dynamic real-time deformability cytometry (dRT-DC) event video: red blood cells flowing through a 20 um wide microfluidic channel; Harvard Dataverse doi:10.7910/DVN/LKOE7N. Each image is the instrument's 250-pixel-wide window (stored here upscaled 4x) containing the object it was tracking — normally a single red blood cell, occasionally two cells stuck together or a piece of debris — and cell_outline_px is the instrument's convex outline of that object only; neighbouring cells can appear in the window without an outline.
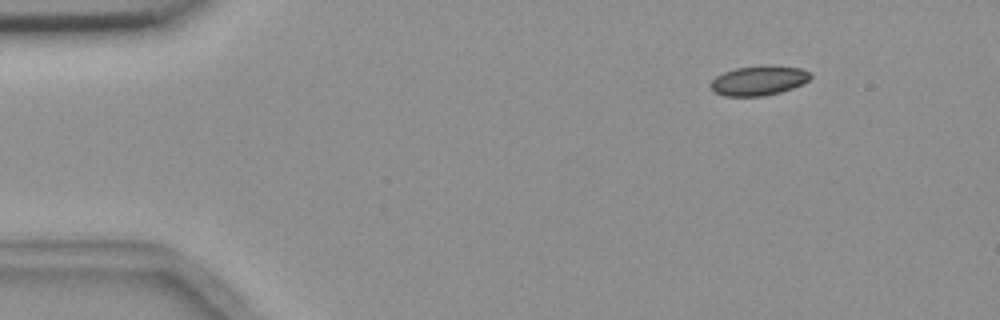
{"species": "common noctule bat (a hibernating species)", "species_latin": "Nyctalus noctula", "temperature_condition": "room temperature", "stored_images_in_passage": 6, "camera_frame_rate_fps": 3000, "um_per_image_px": 0.085, "animal": {"sex": "female", "body_mass_g": 18.4}, "frame": {"image": 1, "passage_image": 1, "time_ms": 0.0, "image_size_px": [1000, 320], "cell_outline_px": [[812, 76], [808, 80], [792, 88], [780, 92], [764, 96], [724, 96], [712, 92], [708, 84], [716, 76], [724, 72], [736, 68], [764, 64], [772, 64], [800, 68], [812, 72]], "centroid_in_image_um": [64.47, 6.83], "position_along_channel_um": 20.5, "area_um2": 17.63}}
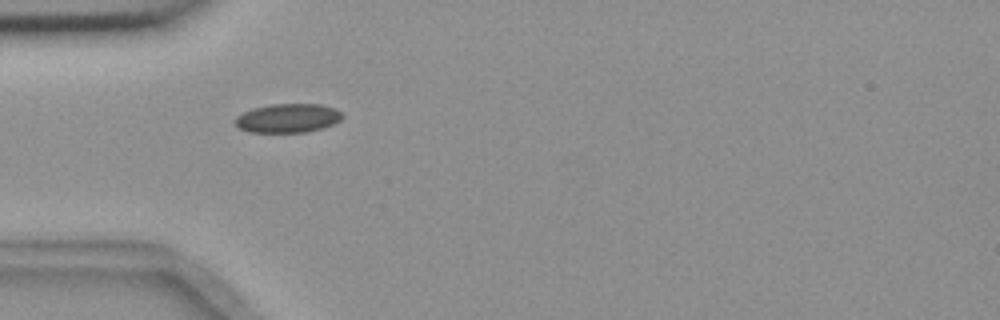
{"frame": {"image": 2, "passage_image": 4, "time_ms": 3.333, "image_size_px": [1000, 320], "cell_outline_px": [[344, 116], [340, 120], [332, 124], [320, 128], [304, 132], [248, 132], [240, 128], [236, 124], [236, 116], [252, 108], [272, 104], [320, 104], [336, 108]], "centroid_in_image_um": [24.47, 10.03], "position_along_channel_um": 60.5, "area_um2": 17.92}}
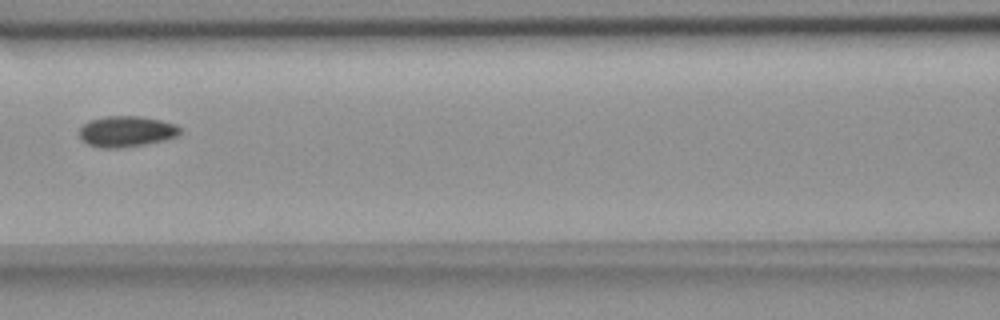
{"frame": {"image": 3, "passage_image": 6, "time_ms": 6.0, "image_size_px": [1000, 320], "cell_outline_px": [[180, 132], [176, 136], [164, 140], [144, 144], [120, 148], [100, 148], [88, 144], [80, 136], [80, 128], [88, 120], [104, 116], [140, 116], [160, 120], [176, 124], [180, 128]], "centroid_in_image_um": [10.73, 11.16], "position_along_channel_um": 155.9, "area_um2": 18.03}}